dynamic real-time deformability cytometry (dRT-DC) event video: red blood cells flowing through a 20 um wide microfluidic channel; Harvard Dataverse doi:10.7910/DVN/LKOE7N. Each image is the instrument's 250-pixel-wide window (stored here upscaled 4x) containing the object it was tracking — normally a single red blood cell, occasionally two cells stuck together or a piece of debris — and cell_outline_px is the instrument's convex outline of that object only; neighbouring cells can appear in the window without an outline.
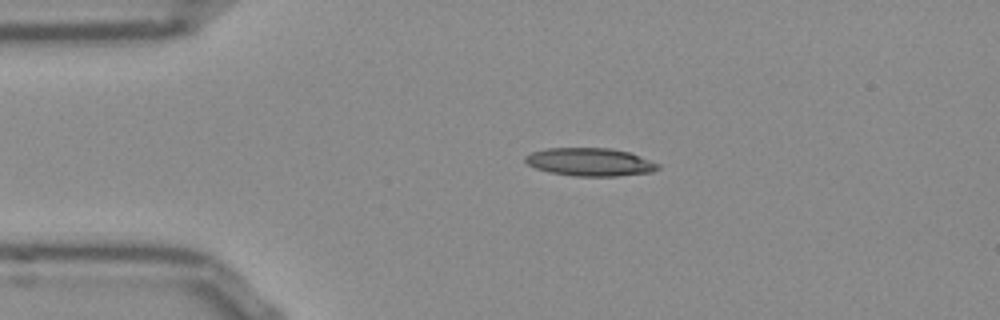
{"species": "Egyptian fruit bat (a non-hibernating species)", "species_latin": "Rousettus aegyptiacus", "temperature_condition": "room temperature", "stored_images_in_passage": 42, "camera_frame_rate_fps": 3000, "um_per_image_px": 0.085, "frame": {"image": 1, "passage_image": 1, "time_ms": 0.0, "image_size_px": [1000, 320], "cell_outline_px": [[660, 168], [652, 172], [616, 176], [576, 176], [552, 172], [536, 168], [528, 164], [524, 160], [524, 156], [532, 152], [548, 148], [608, 148], [628, 152], [660, 164]], "centroid_in_image_um": [50.15, 13.77], "position_along_channel_um": 34.8, "area_um2": 21.44}}
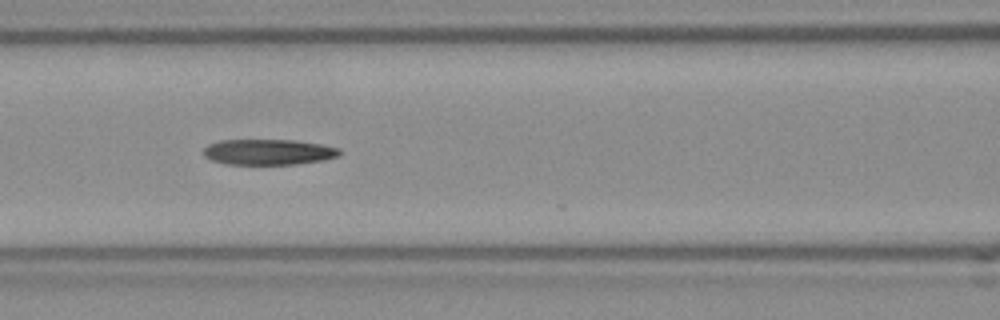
{"frame": {"image": 2, "passage_image": 12, "time_ms": 3.667, "image_size_px": [1000, 320], "cell_outline_px": [[340, 156], [320, 160], [296, 164], [224, 164], [212, 160], [204, 156], [204, 148], [208, 144], [220, 140], [292, 140], [320, 144], [340, 148]], "centroid_in_image_um": [22.79, 12.92], "position_along_channel_um": 143.8, "area_um2": 20.23}}
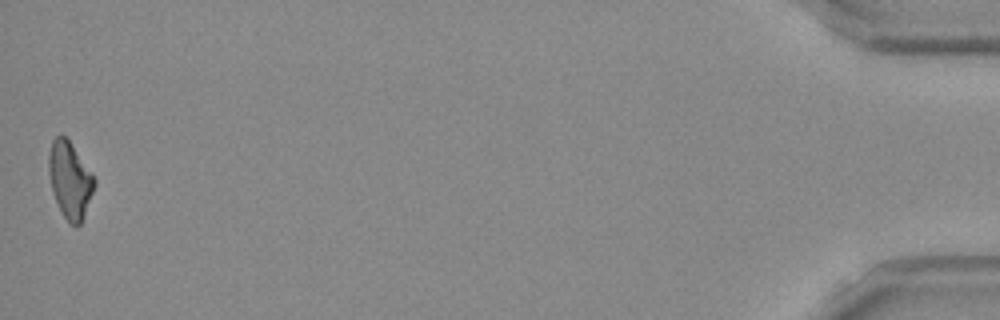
{"frame": {"image": 3, "passage_image": 42, "time_ms": 13.667, "image_size_px": [1000, 320], "cell_outline_px": [[96, 184], [84, 216], [80, 224], [68, 224], [56, 200], [52, 188], [48, 172], [48, 156], [52, 140], [56, 136], [64, 136], [68, 140], [92, 172], [96, 180]], "centroid_in_image_um": [5.95, 15.29], "position_along_channel_um": 429.3, "area_um2": 20.06}}